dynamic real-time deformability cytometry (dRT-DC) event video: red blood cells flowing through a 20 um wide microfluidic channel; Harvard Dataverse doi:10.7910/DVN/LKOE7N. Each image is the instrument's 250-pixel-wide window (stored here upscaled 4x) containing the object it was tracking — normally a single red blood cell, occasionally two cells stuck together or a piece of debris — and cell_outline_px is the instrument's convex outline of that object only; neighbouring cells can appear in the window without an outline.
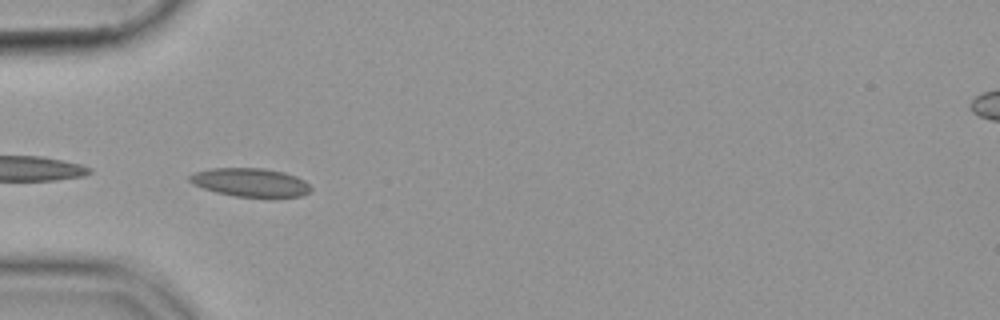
{"species": "common noctule bat (a hibernating species)", "species_latin": "Nyctalus noctula", "temperature_condition": "cold", "stored_images_in_passage": 38, "camera_frame_rate_fps": 3000, "um_per_image_px": 0.085, "animal": {"sex": "female", "body_mass_g": 19.9}, "frame": {"image": 1, "passage_image": 1, "time_ms": 0.0, "image_size_px": [1000, 320], "cell_outline_px": [[312, 188], [308, 192], [300, 196], [272, 200], [232, 196], [216, 192], [192, 184], [188, 180], [188, 176], [196, 172], [212, 168], [264, 168], [284, 172], [296, 176], [304, 180]], "centroid_in_image_um": [21.32, 15.55], "position_along_channel_um": 63.7, "area_um2": 20.87}}